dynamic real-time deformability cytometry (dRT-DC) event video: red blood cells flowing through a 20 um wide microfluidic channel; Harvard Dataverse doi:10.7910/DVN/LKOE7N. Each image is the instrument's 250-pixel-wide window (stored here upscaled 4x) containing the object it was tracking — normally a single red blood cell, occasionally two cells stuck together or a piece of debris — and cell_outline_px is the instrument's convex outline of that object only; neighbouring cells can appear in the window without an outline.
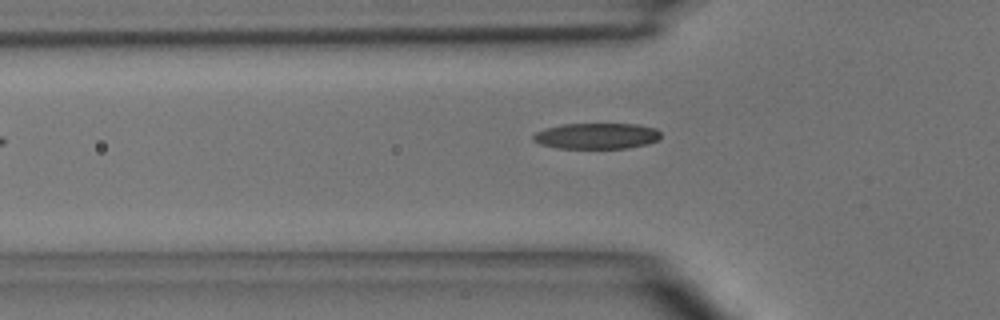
{"species": "common noctule bat (a hibernating species)", "species_latin": "Nyctalus noctula", "temperature_condition": "room temperature", "stored_images_in_passage": 5, "camera_frame_rate_fps": 3000, "um_per_image_px": 0.085, "animal": {"sex": "male", "body_mass_g": 15.6}, "frame": {"image": 1, "passage_image": 5, "time_ms": 4.667, "image_size_px": [1000, 320], "cell_outline_px": [[660, 136], [656, 140], [648, 144], [628, 148], [560, 148], [540, 144], [532, 140], [532, 136], [536, 132], [544, 128], [564, 124], [640, 124], [656, 128], [660, 132]], "centroid_in_image_um": [50.71, 11.55], "position_along_channel_um": 75.1, "area_um2": 19.31}}